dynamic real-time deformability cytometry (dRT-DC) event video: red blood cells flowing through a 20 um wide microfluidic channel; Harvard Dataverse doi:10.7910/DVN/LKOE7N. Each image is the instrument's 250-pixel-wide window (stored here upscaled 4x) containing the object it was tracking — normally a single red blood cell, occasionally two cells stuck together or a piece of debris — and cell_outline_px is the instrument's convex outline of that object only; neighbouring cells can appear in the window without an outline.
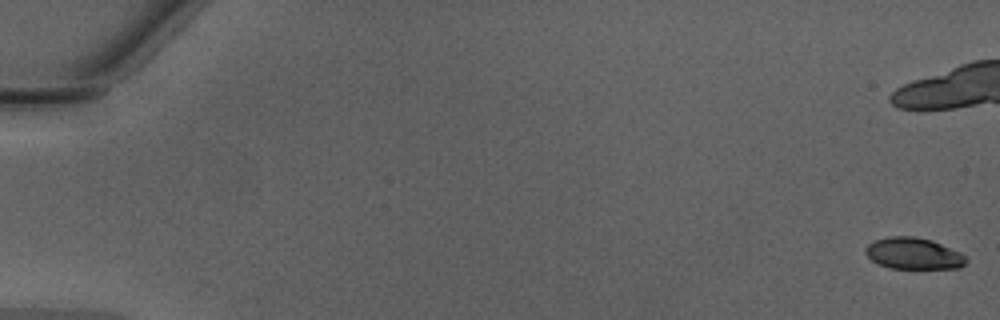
{"species": "Egyptian fruit bat (a non-hibernating species)", "species_latin": "Rousettus aegyptiacus", "temperature_condition": "warm", "stored_images_in_passage": 50, "camera_frame_rate_fps": 3000, "um_per_image_px": 0.085, "animal": {"sex": "male"}, "frame": {"image": 1, "passage_image": 1, "time_ms": 0.0, "image_size_px": [1000, 320], "cell_outline_px": [[968, 260], [960, 268], [888, 268], [872, 260], [864, 252], [864, 248], [868, 244], [876, 240], [888, 236], [916, 236], [932, 240], [960, 252]], "centroid_in_image_um": [77.64, 21.54], "position_along_channel_um": 7.4, "area_um2": 18.44}, "authors_computed_cell_mechanics": {"area_um2": 20.7791, "velocity_mm_per_s": 4.3131, "shape_relaxation_time_tau1_ms": 5.6402, "shape_relaxation_time_tau2_ms": 1.8978, "deformation_change_tau1": 0.1796, "deformation_change_tau2": 0.0767}}